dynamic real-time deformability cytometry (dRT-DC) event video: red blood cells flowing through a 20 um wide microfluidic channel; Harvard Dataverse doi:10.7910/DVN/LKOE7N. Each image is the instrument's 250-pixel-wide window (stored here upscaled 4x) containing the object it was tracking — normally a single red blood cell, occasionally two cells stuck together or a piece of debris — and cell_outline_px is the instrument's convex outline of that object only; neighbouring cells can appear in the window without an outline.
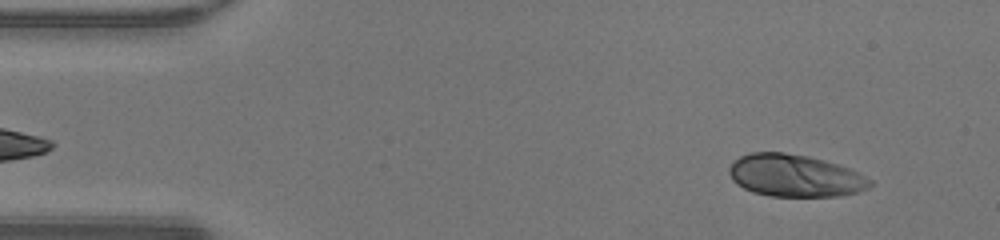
{"species": "human", "species_latin": "Homo sapiens", "temperature_condition": "warm", "stored_images_in_passage": 47, "camera_frame_rate_fps": 3000, "um_per_image_px": 0.085, "donor": {"sex": "male"}, "frame": {"image": 1, "passage_image": 4, "time_ms": 1.0, "image_size_px": [1000, 240], "cell_outline_px": [[872, 184], [868, 188], [856, 192], [840, 196], [768, 196], [752, 192], [736, 184], [732, 180], [728, 172], [728, 168], [740, 156], [748, 152], [784, 152], [808, 156], [824, 160], [848, 168], [872, 180]], "centroid_in_image_um": [67.53, 14.93], "position_along_channel_um": 17.5, "area_um2": 34.68}}
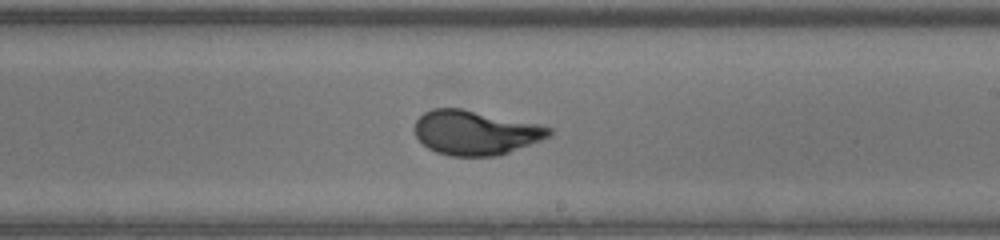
{"frame": {"image": 2, "passage_image": 27, "time_ms": 8.667, "image_size_px": [1000, 240], "cell_outline_px": [[552, 136], [508, 152], [496, 156], [452, 156], [436, 152], [428, 148], [416, 136], [412, 128], [416, 120], [424, 112], [432, 108], [460, 108], [540, 124], [552, 128]], "centroid_in_image_um": [40.39, 11.27], "position_along_channel_um": 248.6, "area_um2": 34.85}}
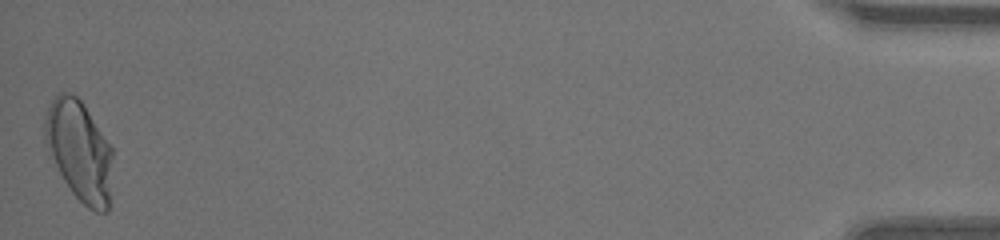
{"frame": {"image": 3, "passage_image": 47, "time_ms": 15.333, "image_size_px": [1000, 240], "cell_outline_px": [[112, 156], [108, 212], [96, 212], [88, 208], [72, 192], [64, 180], [44, 140], [44, 120], [48, 108], [56, 92], [72, 92], [84, 104], [112, 148]], "centroid_in_image_um": [6.74, 12.78], "position_along_channel_um": 428.5, "area_um2": 39.13}, "authors_computed_cell_mechanics": {"area_um2": 34.8534, "velocity_mm_per_s": 4.2708, "shape_relaxation_time_tau1_ms": 4.896, "shape_relaxation_time_tau2_ms": null, "deformation_change_tau1": 0.2517, "deformation_change_tau2": null}}